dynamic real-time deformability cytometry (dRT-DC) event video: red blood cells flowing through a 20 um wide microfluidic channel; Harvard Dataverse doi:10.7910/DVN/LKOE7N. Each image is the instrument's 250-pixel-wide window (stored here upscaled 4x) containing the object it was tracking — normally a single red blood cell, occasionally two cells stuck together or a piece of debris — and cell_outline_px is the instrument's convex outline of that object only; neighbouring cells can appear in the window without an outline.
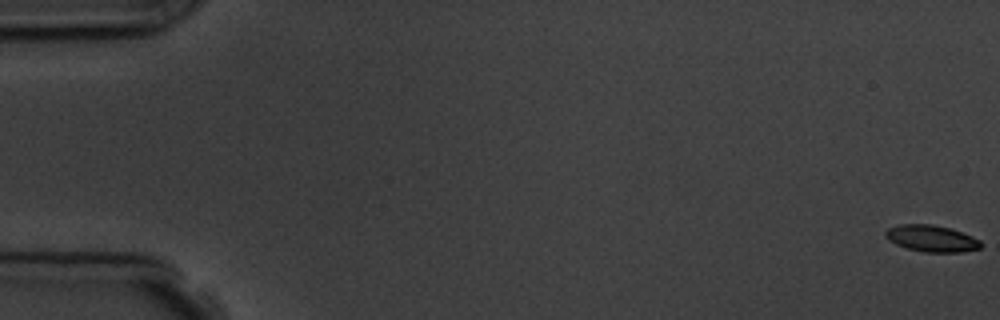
{"species": "common noctule bat (a hibernating species)", "species_latin": "Nyctalus noctula", "temperature_condition": "room temperature", "stored_images_in_passage": 6, "camera_frame_rate_fps": 3000, "um_per_image_px": 0.085, "animal": {"sex": "male", "body_mass_g": 19.5, "forearm_length_mm": 54.6}, "frame": {"image": 1, "passage_image": 1, "time_ms": 0.0, "image_size_px": [1000, 320], "cell_outline_px": [[984, 244], [980, 248], [960, 252], [924, 252], [908, 248], [896, 244], [888, 240], [884, 236], [884, 232], [888, 228], [900, 224], [932, 224], [948, 228], [972, 236], [980, 240]], "centroid_in_image_um": [79.17, 20.27], "position_along_channel_um": 5.8, "area_um2": 14.74}}
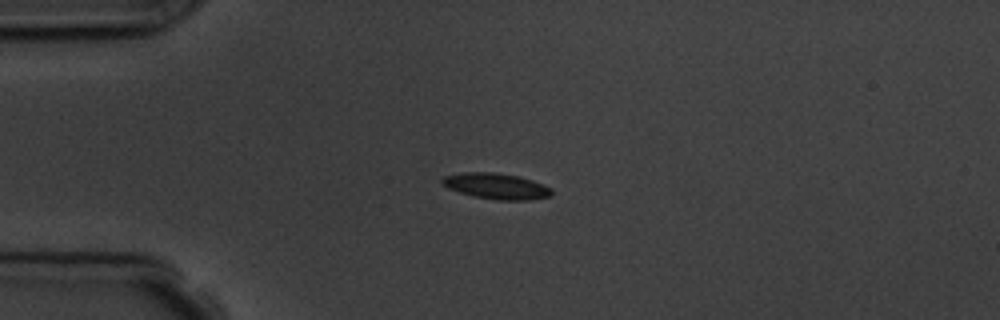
{"frame": {"image": 2, "passage_image": 5, "time_ms": 4.667, "image_size_px": [1000, 320], "cell_outline_px": [[552, 196], [528, 200], [496, 200], [472, 196], [448, 188], [440, 184], [440, 180], [444, 176], [464, 172], [496, 172], [520, 176], [532, 180], [552, 188]], "centroid_in_image_um": [42.18, 15.82], "position_along_channel_um": 42.8, "area_um2": 16.7}}